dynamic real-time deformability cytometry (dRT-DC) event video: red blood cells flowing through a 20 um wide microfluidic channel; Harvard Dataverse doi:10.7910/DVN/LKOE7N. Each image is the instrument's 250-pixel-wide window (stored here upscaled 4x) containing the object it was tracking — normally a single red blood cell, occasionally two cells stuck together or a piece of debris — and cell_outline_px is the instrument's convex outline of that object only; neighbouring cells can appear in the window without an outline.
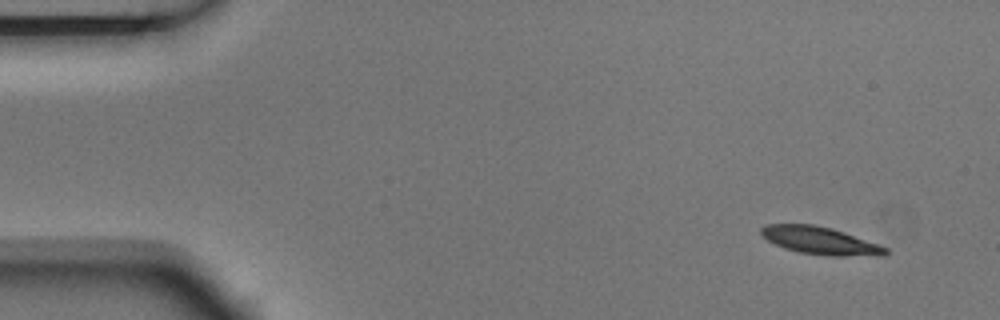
{"species": "Egyptian fruit bat (a non-hibernating species)", "species_latin": "Rousettus aegyptiacus", "temperature_condition": "room temperature", "stored_images_in_passage": 3, "camera_frame_rate_fps": 3000, "um_per_image_px": 0.085, "animal": {"sex": "male"}, "frame": {"image": 1, "passage_image": 1, "time_ms": 0.0, "image_size_px": [1000, 320], "cell_outline_px": [[888, 252], [884, 256], [828, 256], [800, 252], [784, 248], [768, 240], [760, 232], [760, 228], [764, 224], [812, 224], [832, 228], [844, 232], [888, 248]], "centroid_in_image_um": [69.72, 20.46], "position_along_channel_um": 15.3, "area_um2": 19.94}}